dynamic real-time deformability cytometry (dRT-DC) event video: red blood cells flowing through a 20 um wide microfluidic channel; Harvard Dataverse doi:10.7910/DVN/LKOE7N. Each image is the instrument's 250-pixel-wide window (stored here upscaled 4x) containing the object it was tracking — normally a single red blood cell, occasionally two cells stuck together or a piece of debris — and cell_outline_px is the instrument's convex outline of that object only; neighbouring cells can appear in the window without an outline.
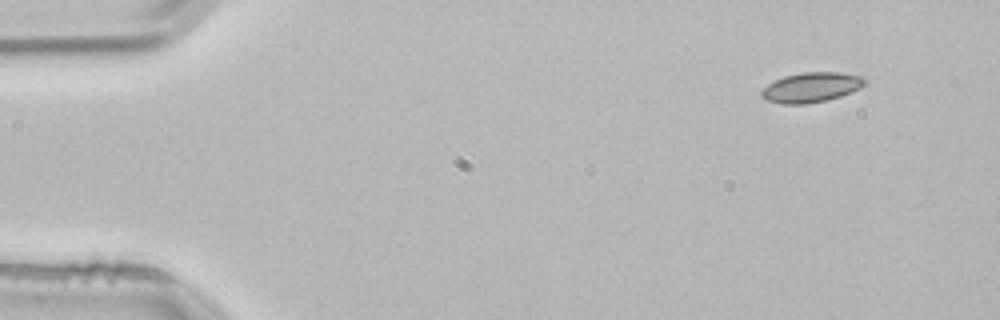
{"species": "common noctule bat (a hibernating species)", "species_latin": "Nyctalus noctula", "temperature_condition": "room temperature", "stored_images_in_passage": 2, "camera_frame_rate_fps": 3000, "um_per_image_px": 0.085, "animal": {"sex": "male", "body_mass_g": 21.5, "forearm_length_mm": 52.0}, "frame": {"image": 1, "passage_image": 1, "time_ms": 0.0, "image_size_px": [1000, 320], "cell_outline_px": [[868, 80], [860, 88], [840, 96], [828, 100], [804, 104], [780, 104], [764, 100], [760, 96], [760, 92], [768, 84], [784, 76], [804, 72], [840, 72], [864, 76]], "centroid_in_image_um": [68.96, 7.43], "position_along_channel_um": 16.0, "area_um2": 18.15}}